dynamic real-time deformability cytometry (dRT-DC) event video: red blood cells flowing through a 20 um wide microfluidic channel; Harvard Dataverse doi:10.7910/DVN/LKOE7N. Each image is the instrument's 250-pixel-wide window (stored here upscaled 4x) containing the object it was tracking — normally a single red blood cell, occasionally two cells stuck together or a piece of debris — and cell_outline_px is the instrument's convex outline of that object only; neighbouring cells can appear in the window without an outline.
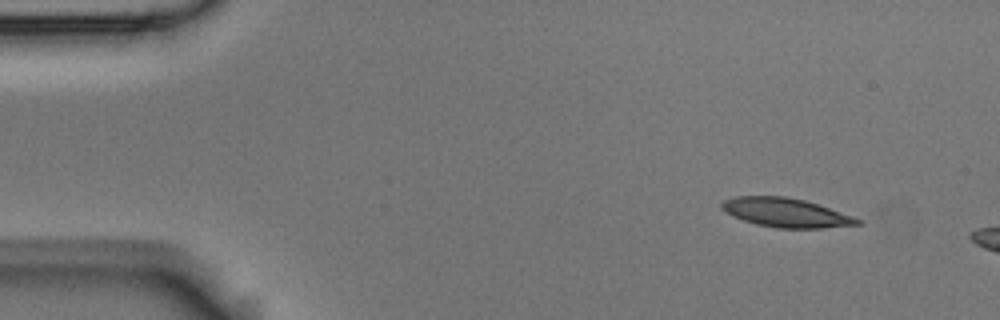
{"species": "Egyptian fruit bat (a non-hibernating species)", "species_latin": "Rousettus aegyptiacus", "temperature_condition": "room temperature", "stored_images_in_passage": 2, "camera_frame_rate_fps": 3000, "um_per_image_px": 0.085, "animal": {"sex": "male"}, "frame": {"image": 1, "passage_image": 1, "time_ms": 0.0, "image_size_px": [1000, 320], "cell_outline_px": [[864, 224], [820, 228], [776, 228], [756, 224], [732, 216], [720, 208], [720, 204], [724, 200], [736, 196], [784, 196], [804, 200], [864, 220]], "centroid_in_image_um": [66.79, 18.08], "position_along_channel_um": 18.2, "area_um2": 22.89}}